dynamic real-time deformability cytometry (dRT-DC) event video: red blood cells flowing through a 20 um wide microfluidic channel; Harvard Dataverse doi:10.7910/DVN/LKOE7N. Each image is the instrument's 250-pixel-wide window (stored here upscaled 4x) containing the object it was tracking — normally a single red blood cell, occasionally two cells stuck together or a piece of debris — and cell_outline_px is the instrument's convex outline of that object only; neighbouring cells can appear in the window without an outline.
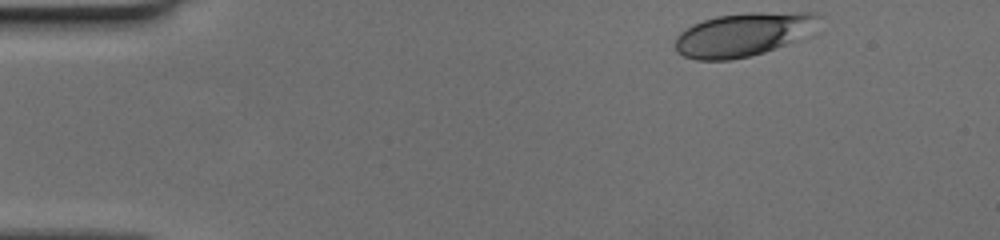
{"species": "human", "species_latin": "Homo sapiens", "temperature_condition": "cold", "stored_images_in_passage": 46, "camera_frame_rate_fps": 3000, "um_per_image_px": 0.085, "donor": {"sex": "female"}, "frame": {"image": 1, "passage_image": 1, "time_ms": 0.0, "image_size_px": [1000, 240], "cell_outline_px": [[824, 16], [792, 40], [784, 44], [764, 52], [748, 56], [728, 60], [696, 60], [684, 56], [676, 52], [676, 36], [680, 32], [692, 24], [716, 16], [748, 12], [820, 12]], "centroid_in_image_um": [63.07, 2.91], "position_along_channel_um": 21.9, "area_um2": 35.72}}
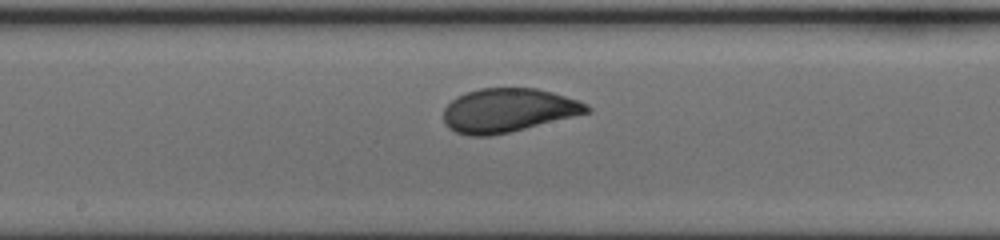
{"frame": {"image": 2, "passage_image": 22, "time_ms": 7.0, "image_size_px": [1000, 240], "cell_outline_px": [[592, 112], [492, 136], [468, 136], [456, 132], [448, 128], [444, 124], [444, 108], [456, 96], [480, 88], [536, 88], [552, 92], [588, 104], [592, 108]], "centroid_in_image_um": [43.18, 9.38], "position_along_channel_um": 205.0, "area_um2": 36.59}}
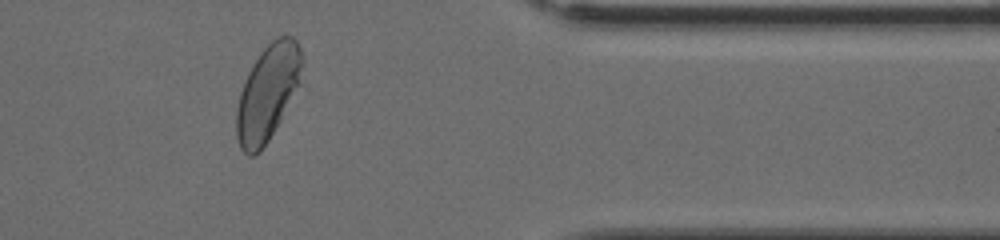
{"frame": {"image": 3, "passage_image": 37, "time_ms": 12.0, "image_size_px": [1000, 240], "cell_outline_px": [[304, 60], [296, 84], [280, 120], [268, 140], [260, 152], [252, 156], [248, 156], [240, 148], [236, 136], [236, 108], [240, 92], [244, 80], [252, 64], [260, 52], [276, 36], [292, 36], [296, 40], [304, 56]], "centroid_in_image_um": [22.7, 7.87], "position_along_channel_um": 388.7, "area_um2": 35.95}}